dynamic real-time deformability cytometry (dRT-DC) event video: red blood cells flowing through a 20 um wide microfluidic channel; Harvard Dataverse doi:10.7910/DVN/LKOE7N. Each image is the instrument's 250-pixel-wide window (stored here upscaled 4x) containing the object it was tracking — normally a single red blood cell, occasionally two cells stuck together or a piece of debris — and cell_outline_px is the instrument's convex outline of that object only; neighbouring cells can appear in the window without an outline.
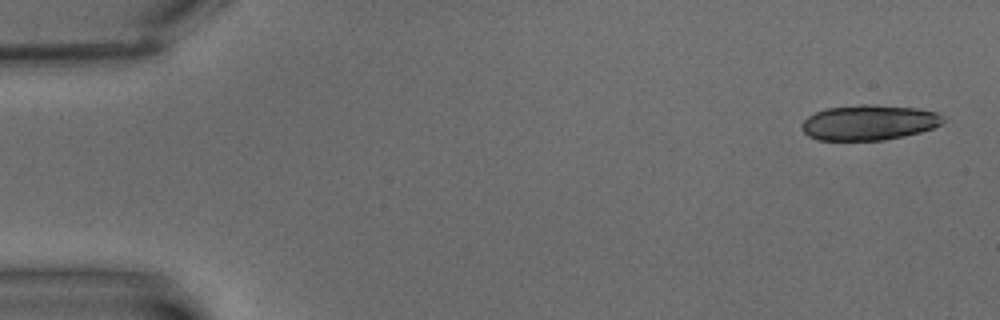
{"species": "common noctule bat (a hibernating species)", "species_latin": "Nyctalus noctula", "temperature_condition": "warm", "stored_images_in_passage": 5, "camera_frame_rate_fps": 3000, "um_per_image_px": 0.085, "animal": {"sex": "male", "body_mass_g": 15.6}, "frame": {"image": 1, "passage_image": 1, "time_ms": 0.0, "image_size_px": [1000, 320], "cell_outline_px": [[944, 120], [940, 124], [932, 128], [920, 132], [904, 136], [884, 140], [816, 140], [808, 136], [800, 128], [800, 124], [808, 116], [816, 112], [828, 108], [860, 104], [868, 104], [920, 108], [936, 112]], "centroid_in_image_um": [73.82, 10.41], "position_along_channel_um": 11.2, "area_um2": 29.07}}